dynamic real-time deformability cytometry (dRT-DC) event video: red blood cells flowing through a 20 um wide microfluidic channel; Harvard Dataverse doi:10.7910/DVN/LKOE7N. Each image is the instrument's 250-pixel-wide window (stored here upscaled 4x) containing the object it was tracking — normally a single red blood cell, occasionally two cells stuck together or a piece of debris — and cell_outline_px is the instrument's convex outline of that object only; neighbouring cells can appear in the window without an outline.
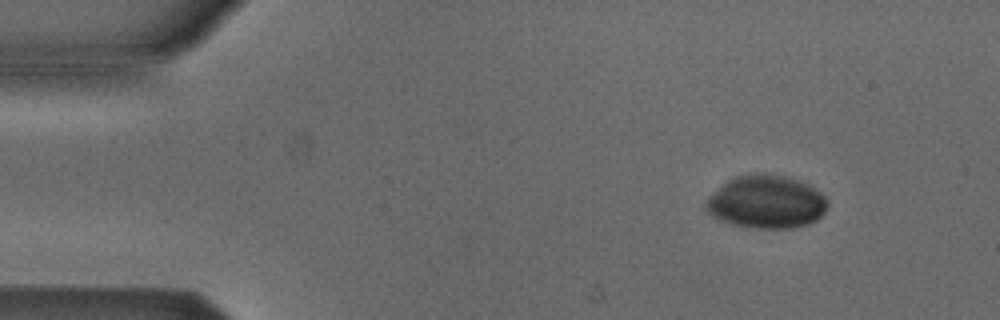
{"species": "Egyptian fruit bat (a non-hibernating species)", "species_latin": "Rousettus aegyptiacus", "temperature_condition": "cold", "stored_images_in_passage": 4, "camera_frame_rate_fps": 3000, "um_per_image_px": 0.085, "animal": {"sex": "male"}, "frame": {"image": 1, "passage_image": 2, "time_ms": 0.333, "image_size_px": [1000, 320], "cell_outline_px": [[828, 204], [824, 212], [816, 220], [808, 224], [788, 228], [756, 228], [732, 224], [720, 220], [712, 216], [704, 208], [704, 204], [708, 196], [728, 180], [736, 176], [748, 172], [764, 172], [784, 176], [804, 184], [820, 192], [828, 200]], "centroid_in_image_um": [65.09, 17.15], "position_along_channel_um": 19.9, "area_um2": 37.57}}